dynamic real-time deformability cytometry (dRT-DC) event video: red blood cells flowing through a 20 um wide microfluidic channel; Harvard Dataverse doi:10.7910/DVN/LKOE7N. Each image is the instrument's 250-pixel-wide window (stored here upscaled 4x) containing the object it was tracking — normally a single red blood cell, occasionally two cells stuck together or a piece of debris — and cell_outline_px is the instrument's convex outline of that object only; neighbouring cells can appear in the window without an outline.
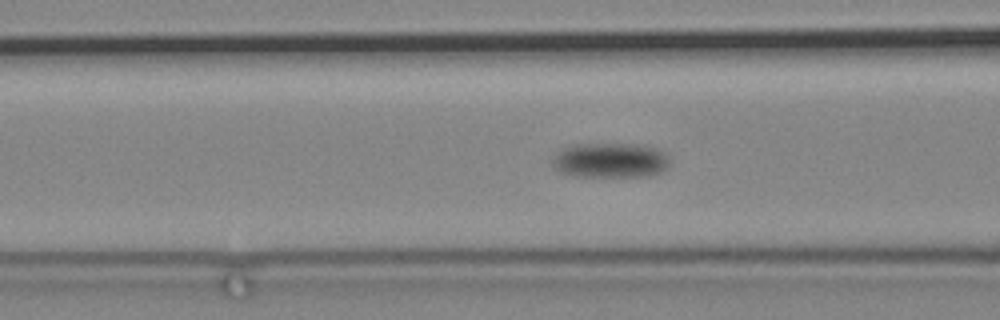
{"species": "common noctule bat (a hibernating species)", "species_latin": "Nyctalus noctula", "temperature_condition": "cold", "stored_images_in_passage": 85, "camera_frame_rate_fps": 3000, "um_per_image_px": 0.085, "animal": {"sex": "male", "body_mass_g": 19.2, "forearm_length_mm": 51.8}, "frame": {"image": 1, "passage_image": 36, "time_ms": 11.667, "image_size_px": [1000, 320], "cell_outline_px": [[668, 168], [660, 172], [648, 176], [576, 176], [560, 172], [552, 164], [552, 160], [556, 152], [560, 148], [572, 144], [644, 144], [668, 152]], "centroid_in_image_um": [51.89, 13.61], "position_along_channel_um": 114.7, "area_um2": 24.22}}
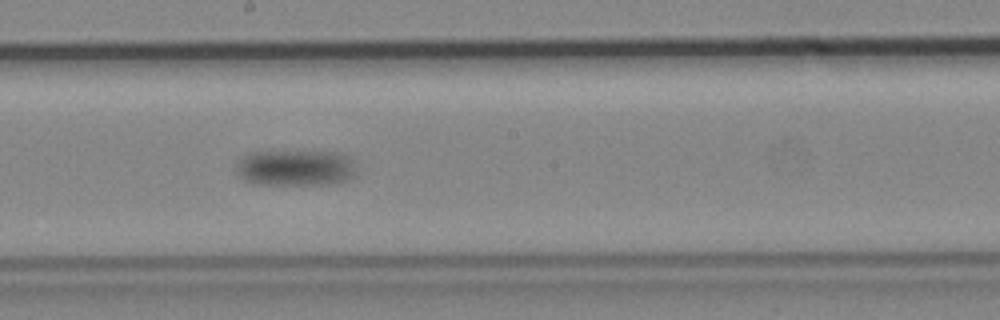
{"frame": {"image": 2, "passage_image": 49, "time_ms": 16.0, "image_size_px": [1000, 320], "cell_outline_px": [[360, 172], [356, 176], [348, 180], [336, 184], [252, 184], [244, 180], [236, 172], [236, 164], [244, 156], [252, 152], [340, 152], [352, 160]], "centroid_in_image_um": [25.19, 14.28], "position_along_channel_um": 223.0, "area_um2": 25.55}}
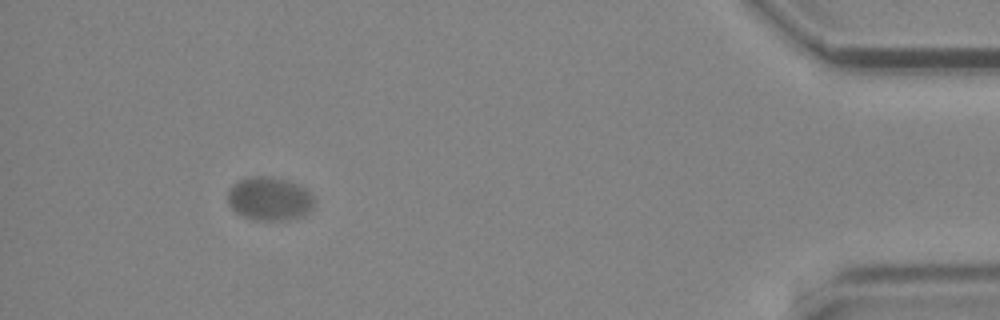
{"frame": {"image": 3, "passage_image": 79, "time_ms": 26.0, "image_size_px": [1000, 320], "cell_outline_px": [[316, 204], [308, 212], [300, 216], [288, 220], [252, 220], [240, 216], [228, 204], [228, 192], [232, 184], [240, 180], [252, 176], [264, 176], [288, 180], [304, 188], [316, 200]], "centroid_in_image_um": [22.89, 16.91], "position_along_channel_um": 412.3, "area_um2": 22.02}}